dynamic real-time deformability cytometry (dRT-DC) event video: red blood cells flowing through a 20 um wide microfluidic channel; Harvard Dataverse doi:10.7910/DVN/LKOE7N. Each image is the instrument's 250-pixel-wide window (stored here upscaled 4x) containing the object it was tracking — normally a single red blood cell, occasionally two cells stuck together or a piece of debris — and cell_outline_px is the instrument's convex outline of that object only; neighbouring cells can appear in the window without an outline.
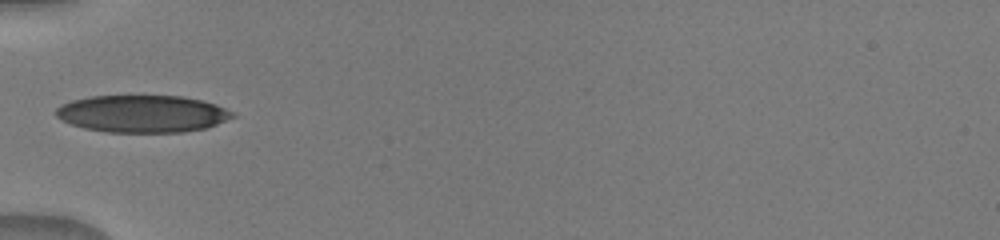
{"species": "human", "species_latin": "Homo sapiens", "temperature_condition": "warm", "stored_images_in_passage": 8, "camera_frame_rate_fps": 3000, "um_per_image_px": 0.085, "donor": {"sex": "male"}, "frame": {"image": 1, "passage_image": 1, "time_ms": 0.0, "image_size_px": [1000, 240], "cell_outline_px": [[236, 116], [216, 124], [204, 128], [184, 132], [108, 132], [84, 128], [72, 124], [56, 116], [56, 108], [60, 104], [72, 100], [88, 96], [184, 96], [216, 104], [232, 112]], "centroid_in_image_um": [12.08, 9.66], "position_along_channel_um": 72.9, "area_um2": 38.15}}
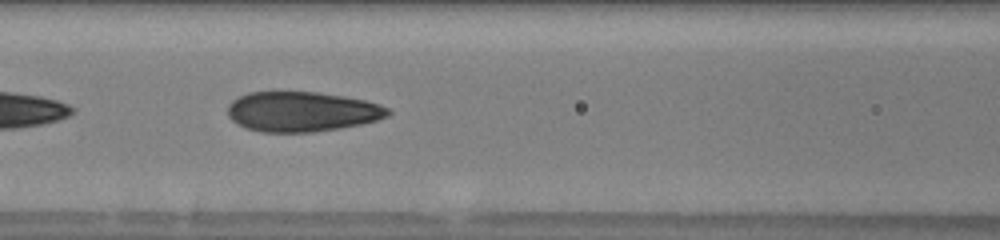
{"frame": {"image": 2, "passage_image": 5, "time_ms": 1.667, "image_size_px": [1000, 240], "cell_outline_px": [[392, 112], [388, 116], [376, 120], [360, 124], [340, 128], [312, 132], [264, 132], [244, 128], [232, 120], [228, 116], [228, 104], [232, 100], [248, 92], [316, 92], [344, 96], [364, 100], [380, 104], [388, 108]], "centroid_in_image_um": [25.65, 9.49], "position_along_channel_um": 140.9, "area_um2": 37.34}}